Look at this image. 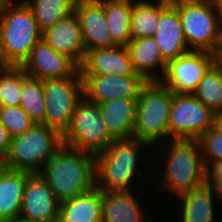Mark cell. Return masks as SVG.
<instances>
[{
	"mask_svg": "<svg viewBox=\"0 0 222 222\" xmlns=\"http://www.w3.org/2000/svg\"><path fill=\"white\" fill-rule=\"evenodd\" d=\"M167 142L158 144L155 149H158L155 156L161 154L163 157L162 160L158 155L160 163L164 161L163 164H159L163 166V175H159L161 179H157L156 183L160 182L157 186L159 191L163 189L162 192L169 193L167 196L171 194L173 199L204 185L206 166L198 141L167 140Z\"/></svg>",
	"mask_w": 222,
	"mask_h": 222,
	"instance_id": "1",
	"label": "cell"
},
{
	"mask_svg": "<svg viewBox=\"0 0 222 222\" xmlns=\"http://www.w3.org/2000/svg\"><path fill=\"white\" fill-rule=\"evenodd\" d=\"M61 203L96 187L95 155L63 145L39 172Z\"/></svg>",
	"mask_w": 222,
	"mask_h": 222,
	"instance_id": "2",
	"label": "cell"
},
{
	"mask_svg": "<svg viewBox=\"0 0 222 222\" xmlns=\"http://www.w3.org/2000/svg\"><path fill=\"white\" fill-rule=\"evenodd\" d=\"M42 39L32 10L24 0L0 6V65L21 66Z\"/></svg>",
	"mask_w": 222,
	"mask_h": 222,
	"instance_id": "3",
	"label": "cell"
},
{
	"mask_svg": "<svg viewBox=\"0 0 222 222\" xmlns=\"http://www.w3.org/2000/svg\"><path fill=\"white\" fill-rule=\"evenodd\" d=\"M143 147L148 151L151 146L134 138L120 139L114 140L105 151L95 155L96 187L105 192L135 191L133 182L136 184L137 179L142 180L135 174L141 170L138 164L143 158L140 155L145 153Z\"/></svg>",
	"mask_w": 222,
	"mask_h": 222,
	"instance_id": "4",
	"label": "cell"
},
{
	"mask_svg": "<svg viewBox=\"0 0 222 222\" xmlns=\"http://www.w3.org/2000/svg\"><path fill=\"white\" fill-rule=\"evenodd\" d=\"M173 95L174 92L161 81H147L144 84L136 107L134 139L148 143L152 148L169 140Z\"/></svg>",
	"mask_w": 222,
	"mask_h": 222,
	"instance_id": "5",
	"label": "cell"
},
{
	"mask_svg": "<svg viewBox=\"0 0 222 222\" xmlns=\"http://www.w3.org/2000/svg\"><path fill=\"white\" fill-rule=\"evenodd\" d=\"M63 146V135L44 124H34L11 139L10 149L1 163L12 170L39 173Z\"/></svg>",
	"mask_w": 222,
	"mask_h": 222,
	"instance_id": "6",
	"label": "cell"
},
{
	"mask_svg": "<svg viewBox=\"0 0 222 222\" xmlns=\"http://www.w3.org/2000/svg\"><path fill=\"white\" fill-rule=\"evenodd\" d=\"M181 19L190 51L213 53L220 43L222 16L210 0H170Z\"/></svg>",
	"mask_w": 222,
	"mask_h": 222,
	"instance_id": "7",
	"label": "cell"
},
{
	"mask_svg": "<svg viewBox=\"0 0 222 222\" xmlns=\"http://www.w3.org/2000/svg\"><path fill=\"white\" fill-rule=\"evenodd\" d=\"M43 90L44 125L64 135L71 126L76 105L84 96L80 69L69 77L43 80Z\"/></svg>",
	"mask_w": 222,
	"mask_h": 222,
	"instance_id": "8",
	"label": "cell"
},
{
	"mask_svg": "<svg viewBox=\"0 0 222 222\" xmlns=\"http://www.w3.org/2000/svg\"><path fill=\"white\" fill-rule=\"evenodd\" d=\"M114 140L102 120L99 104L83 96L76 105L70 128L63 135V145L97 155Z\"/></svg>",
	"mask_w": 222,
	"mask_h": 222,
	"instance_id": "9",
	"label": "cell"
},
{
	"mask_svg": "<svg viewBox=\"0 0 222 222\" xmlns=\"http://www.w3.org/2000/svg\"><path fill=\"white\" fill-rule=\"evenodd\" d=\"M213 112L193 94L173 95L169 140H195L212 127Z\"/></svg>",
	"mask_w": 222,
	"mask_h": 222,
	"instance_id": "10",
	"label": "cell"
},
{
	"mask_svg": "<svg viewBox=\"0 0 222 222\" xmlns=\"http://www.w3.org/2000/svg\"><path fill=\"white\" fill-rule=\"evenodd\" d=\"M212 65V53L189 51L167 62L165 74L160 81L174 93L193 94Z\"/></svg>",
	"mask_w": 222,
	"mask_h": 222,
	"instance_id": "11",
	"label": "cell"
},
{
	"mask_svg": "<svg viewBox=\"0 0 222 222\" xmlns=\"http://www.w3.org/2000/svg\"><path fill=\"white\" fill-rule=\"evenodd\" d=\"M84 96L91 102L103 103L117 98L138 99L147 82L141 75L114 76L81 74Z\"/></svg>",
	"mask_w": 222,
	"mask_h": 222,
	"instance_id": "12",
	"label": "cell"
},
{
	"mask_svg": "<svg viewBox=\"0 0 222 222\" xmlns=\"http://www.w3.org/2000/svg\"><path fill=\"white\" fill-rule=\"evenodd\" d=\"M60 202L39 173L29 174L24 187L20 218L33 222H58Z\"/></svg>",
	"mask_w": 222,
	"mask_h": 222,
	"instance_id": "13",
	"label": "cell"
},
{
	"mask_svg": "<svg viewBox=\"0 0 222 222\" xmlns=\"http://www.w3.org/2000/svg\"><path fill=\"white\" fill-rule=\"evenodd\" d=\"M20 67L28 76L42 81L69 77L79 68L69 57L58 53L42 39Z\"/></svg>",
	"mask_w": 222,
	"mask_h": 222,
	"instance_id": "14",
	"label": "cell"
},
{
	"mask_svg": "<svg viewBox=\"0 0 222 222\" xmlns=\"http://www.w3.org/2000/svg\"><path fill=\"white\" fill-rule=\"evenodd\" d=\"M42 40L58 53L69 57L78 67L83 63L86 49L80 21L75 11L44 30Z\"/></svg>",
	"mask_w": 222,
	"mask_h": 222,
	"instance_id": "15",
	"label": "cell"
},
{
	"mask_svg": "<svg viewBox=\"0 0 222 222\" xmlns=\"http://www.w3.org/2000/svg\"><path fill=\"white\" fill-rule=\"evenodd\" d=\"M74 11L80 21L86 52L117 45L112 40L106 24L104 7L99 0H76Z\"/></svg>",
	"mask_w": 222,
	"mask_h": 222,
	"instance_id": "16",
	"label": "cell"
},
{
	"mask_svg": "<svg viewBox=\"0 0 222 222\" xmlns=\"http://www.w3.org/2000/svg\"><path fill=\"white\" fill-rule=\"evenodd\" d=\"M81 74L134 75L135 71L126 46L88 50L81 66Z\"/></svg>",
	"mask_w": 222,
	"mask_h": 222,
	"instance_id": "17",
	"label": "cell"
},
{
	"mask_svg": "<svg viewBox=\"0 0 222 222\" xmlns=\"http://www.w3.org/2000/svg\"><path fill=\"white\" fill-rule=\"evenodd\" d=\"M166 62L188 53L182 23L176 7L170 2L160 13L158 30L154 34Z\"/></svg>",
	"mask_w": 222,
	"mask_h": 222,
	"instance_id": "18",
	"label": "cell"
},
{
	"mask_svg": "<svg viewBox=\"0 0 222 222\" xmlns=\"http://www.w3.org/2000/svg\"><path fill=\"white\" fill-rule=\"evenodd\" d=\"M137 192L102 191V222H156L146 217Z\"/></svg>",
	"mask_w": 222,
	"mask_h": 222,
	"instance_id": "19",
	"label": "cell"
},
{
	"mask_svg": "<svg viewBox=\"0 0 222 222\" xmlns=\"http://www.w3.org/2000/svg\"><path fill=\"white\" fill-rule=\"evenodd\" d=\"M126 47L135 73L146 81H160L163 78L167 62L163 59L154 37L132 38Z\"/></svg>",
	"mask_w": 222,
	"mask_h": 222,
	"instance_id": "20",
	"label": "cell"
},
{
	"mask_svg": "<svg viewBox=\"0 0 222 222\" xmlns=\"http://www.w3.org/2000/svg\"><path fill=\"white\" fill-rule=\"evenodd\" d=\"M138 99L117 98L99 103L102 120L115 139H132Z\"/></svg>",
	"mask_w": 222,
	"mask_h": 222,
	"instance_id": "21",
	"label": "cell"
},
{
	"mask_svg": "<svg viewBox=\"0 0 222 222\" xmlns=\"http://www.w3.org/2000/svg\"><path fill=\"white\" fill-rule=\"evenodd\" d=\"M176 201H179L176 207L177 216L180 218L179 222H216L215 221V201L213 199L219 200L218 196L214 191L206 184L199 188L192 189L178 196ZM179 199V200H178Z\"/></svg>",
	"mask_w": 222,
	"mask_h": 222,
	"instance_id": "22",
	"label": "cell"
},
{
	"mask_svg": "<svg viewBox=\"0 0 222 222\" xmlns=\"http://www.w3.org/2000/svg\"><path fill=\"white\" fill-rule=\"evenodd\" d=\"M29 174L0 164V221L20 217L24 187Z\"/></svg>",
	"mask_w": 222,
	"mask_h": 222,
	"instance_id": "23",
	"label": "cell"
},
{
	"mask_svg": "<svg viewBox=\"0 0 222 222\" xmlns=\"http://www.w3.org/2000/svg\"><path fill=\"white\" fill-rule=\"evenodd\" d=\"M58 222H102V191H91L60 203Z\"/></svg>",
	"mask_w": 222,
	"mask_h": 222,
	"instance_id": "24",
	"label": "cell"
},
{
	"mask_svg": "<svg viewBox=\"0 0 222 222\" xmlns=\"http://www.w3.org/2000/svg\"><path fill=\"white\" fill-rule=\"evenodd\" d=\"M170 0H132L131 35L132 38L154 37L158 30L161 11Z\"/></svg>",
	"mask_w": 222,
	"mask_h": 222,
	"instance_id": "25",
	"label": "cell"
},
{
	"mask_svg": "<svg viewBox=\"0 0 222 222\" xmlns=\"http://www.w3.org/2000/svg\"><path fill=\"white\" fill-rule=\"evenodd\" d=\"M104 7L106 24L112 40L117 45L126 46L132 39V0H99Z\"/></svg>",
	"mask_w": 222,
	"mask_h": 222,
	"instance_id": "26",
	"label": "cell"
},
{
	"mask_svg": "<svg viewBox=\"0 0 222 222\" xmlns=\"http://www.w3.org/2000/svg\"><path fill=\"white\" fill-rule=\"evenodd\" d=\"M43 32L74 12L76 0H24Z\"/></svg>",
	"mask_w": 222,
	"mask_h": 222,
	"instance_id": "27",
	"label": "cell"
},
{
	"mask_svg": "<svg viewBox=\"0 0 222 222\" xmlns=\"http://www.w3.org/2000/svg\"><path fill=\"white\" fill-rule=\"evenodd\" d=\"M20 106L36 124H44L45 94L43 81L27 76L22 82Z\"/></svg>",
	"mask_w": 222,
	"mask_h": 222,
	"instance_id": "28",
	"label": "cell"
},
{
	"mask_svg": "<svg viewBox=\"0 0 222 222\" xmlns=\"http://www.w3.org/2000/svg\"><path fill=\"white\" fill-rule=\"evenodd\" d=\"M28 75L20 66L0 65V107H18L22 82Z\"/></svg>",
	"mask_w": 222,
	"mask_h": 222,
	"instance_id": "29",
	"label": "cell"
},
{
	"mask_svg": "<svg viewBox=\"0 0 222 222\" xmlns=\"http://www.w3.org/2000/svg\"><path fill=\"white\" fill-rule=\"evenodd\" d=\"M193 95L212 112L222 109V71L214 64L204 74Z\"/></svg>",
	"mask_w": 222,
	"mask_h": 222,
	"instance_id": "30",
	"label": "cell"
},
{
	"mask_svg": "<svg viewBox=\"0 0 222 222\" xmlns=\"http://www.w3.org/2000/svg\"><path fill=\"white\" fill-rule=\"evenodd\" d=\"M0 122L12 138L25 133L35 124L21 106L0 107Z\"/></svg>",
	"mask_w": 222,
	"mask_h": 222,
	"instance_id": "31",
	"label": "cell"
},
{
	"mask_svg": "<svg viewBox=\"0 0 222 222\" xmlns=\"http://www.w3.org/2000/svg\"><path fill=\"white\" fill-rule=\"evenodd\" d=\"M201 152L204 161L222 162V133L213 129H208L199 139Z\"/></svg>",
	"mask_w": 222,
	"mask_h": 222,
	"instance_id": "32",
	"label": "cell"
},
{
	"mask_svg": "<svg viewBox=\"0 0 222 222\" xmlns=\"http://www.w3.org/2000/svg\"><path fill=\"white\" fill-rule=\"evenodd\" d=\"M205 184L208 185L218 196L220 205L222 204V162L204 161Z\"/></svg>",
	"mask_w": 222,
	"mask_h": 222,
	"instance_id": "33",
	"label": "cell"
},
{
	"mask_svg": "<svg viewBox=\"0 0 222 222\" xmlns=\"http://www.w3.org/2000/svg\"><path fill=\"white\" fill-rule=\"evenodd\" d=\"M11 139L9 131L0 122V164L8 154Z\"/></svg>",
	"mask_w": 222,
	"mask_h": 222,
	"instance_id": "34",
	"label": "cell"
},
{
	"mask_svg": "<svg viewBox=\"0 0 222 222\" xmlns=\"http://www.w3.org/2000/svg\"><path fill=\"white\" fill-rule=\"evenodd\" d=\"M212 128L222 133V109L213 112Z\"/></svg>",
	"mask_w": 222,
	"mask_h": 222,
	"instance_id": "35",
	"label": "cell"
},
{
	"mask_svg": "<svg viewBox=\"0 0 222 222\" xmlns=\"http://www.w3.org/2000/svg\"><path fill=\"white\" fill-rule=\"evenodd\" d=\"M213 55V64L222 71V47H216Z\"/></svg>",
	"mask_w": 222,
	"mask_h": 222,
	"instance_id": "36",
	"label": "cell"
},
{
	"mask_svg": "<svg viewBox=\"0 0 222 222\" xmlns=\"http://www.w3.org/2000/svg\"><path fill=\"white\" fill-rule=\"evenodd\" d=\"M214 8L220 13L222 16V0H210Z\"/></svg>",
	"mask_w": 222,
	"mask_h": 222,
	"instance_id": "37",
	"label": "cell"
},
{
	"mask_svg": "<svg viewBox=\"0 0 222 222\" xmlns=\"http://www.w3.org/2000/svg\"><path fill=\"white\" fill-rule=\"evenodd\" d=\"M5 222H33V221H28V220H25V219H22V218H15L13 220H9V221H5Z\"/></svg>",
	"mask_w": 222,
	"mask_h": 222,
	"instance_id": "38",
	"label": "cell"
},
{
	"mask_svg": "<svg viewBox=\"0 0 222 222\" xmlns=\"http://www.w3.org/2000/svg\"><path fill=\"white\" fill-rule=\"evenodd\" d=\"M217 47H222V24H221V33H220V43Z\"/></svg>",
	"mask_w": 222,
	"mask_h": 222,
	"instance_id": "39",
	"label": "cell"
},
{
	"mask_svg": "<svg viewBox=\"0 0 222 222\" xmlns=\"http://www.w3.org/2000/svg\"><path fill=\"white\" fill-rule=\"evenodd\" d=\"M7 1H9V0H0V6L3 5Z\"/></svg>",
	"mask_w": 222,
	"mask_h": 222,
	"instance_id": "40",
	"label": "cell"
}]
</instances>
